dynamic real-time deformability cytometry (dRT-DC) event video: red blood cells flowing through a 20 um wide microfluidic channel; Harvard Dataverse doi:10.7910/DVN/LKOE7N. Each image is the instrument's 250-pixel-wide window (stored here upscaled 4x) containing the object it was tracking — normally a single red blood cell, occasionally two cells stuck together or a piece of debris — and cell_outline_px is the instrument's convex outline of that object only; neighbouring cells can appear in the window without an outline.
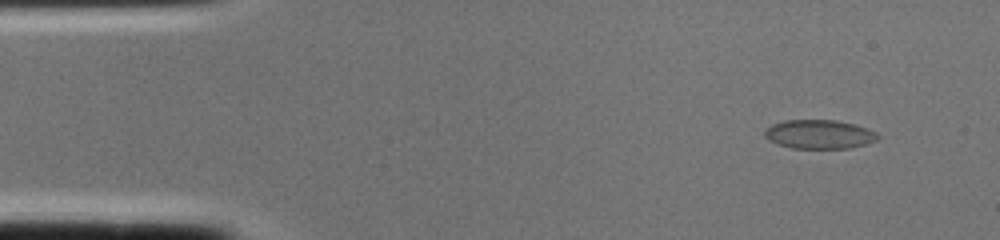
{"species": "common noctule bat (a hibernating species)", "species_latin": "Nyctalus noctula", "temperature_condition": "cold", "stored_images_in_passage": 2, "camera_frame_rate_fps": 3000, "um_per_image_px": 0.085, "animal": {"sex": "female", "body_mass_g": 22.0, "forearm_length_mm": 56.7}, "frame": {"image": 1, "passage_image": 2, "time_ms": 0.333, "image_size_px": [1000, 240], "cell_outline_px": [[880, 136], [876, 140], [868, 144], [852, 148], [792, 148], [776, 144], [768, 140], [764, 136], [764, 128], [772, 124], [784, 120], [836, 120], [856, 124], [876, 132]], "centroid_in_image_um": [69.62, 11.41], "position_along_channel_um": 15.4, "area_um2": 19.36}}